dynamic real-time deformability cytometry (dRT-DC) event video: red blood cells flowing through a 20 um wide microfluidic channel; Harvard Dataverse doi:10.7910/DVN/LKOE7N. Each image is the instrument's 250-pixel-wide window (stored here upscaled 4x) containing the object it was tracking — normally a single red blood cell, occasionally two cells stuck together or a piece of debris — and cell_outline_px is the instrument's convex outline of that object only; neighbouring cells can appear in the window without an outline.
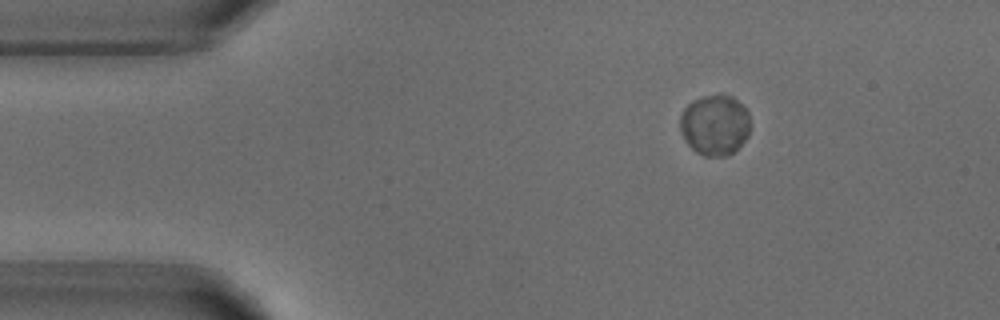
{"species": "common noctule bat (a hibernating species)", "species_latin": "Nyctalus noctula", "temperature_condition": "warm", "stored_images_in_passage": 4, "camera_frame_rate_fps": 3000, "um_per_image_px": 0.085, "animal": {"sex": "male", "body_mass_g": 18.8}, "frame": {"image": 1, "passage_image": 2, "time_ms": 2.333, "image_size_px": [1000, 320], "cell_outline_px": [[748, 136], [732, 152], [724, 156], [704, 156], [696, 152], [684, 140], [680, 128], [680, 116], [684, 108], [692, 100], [704, 96], [720, 92], [732, 96], [748, 112]], "centroid_in_image_um": [60.72, 10.59], "position_along_channel_um": 24.3, "area_um2": 24.74}}
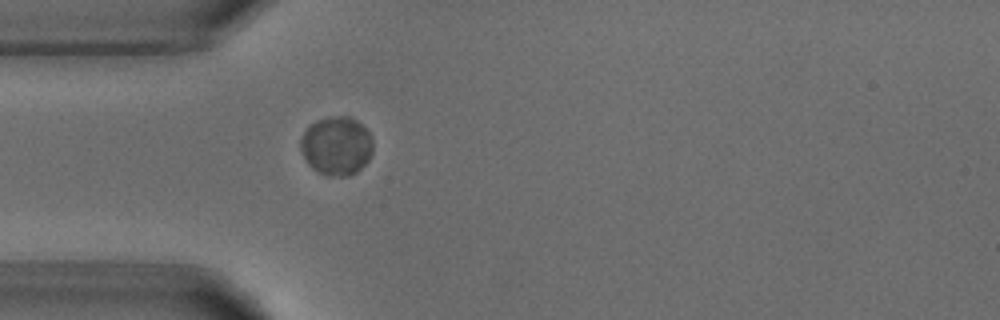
{"frame": {"image": 2, "passage_image": 4, "time_ms": 4.667, "image_size_px": [1000, 320], "cell_outline_px": [[372, 152], [368, 160], [356, 172], [348, 176], [328, 176], [312, 168], [308, 164], [300, 148], [300, 140], [308, 124], [316, 120], [332, 116], [348, 116], [356, 120], [368, 132], [372, 140]], "centroid_in_image_um": [28.58, 12.39], "position_along_channel_um": 56.4, "area_um2": 24.68}}